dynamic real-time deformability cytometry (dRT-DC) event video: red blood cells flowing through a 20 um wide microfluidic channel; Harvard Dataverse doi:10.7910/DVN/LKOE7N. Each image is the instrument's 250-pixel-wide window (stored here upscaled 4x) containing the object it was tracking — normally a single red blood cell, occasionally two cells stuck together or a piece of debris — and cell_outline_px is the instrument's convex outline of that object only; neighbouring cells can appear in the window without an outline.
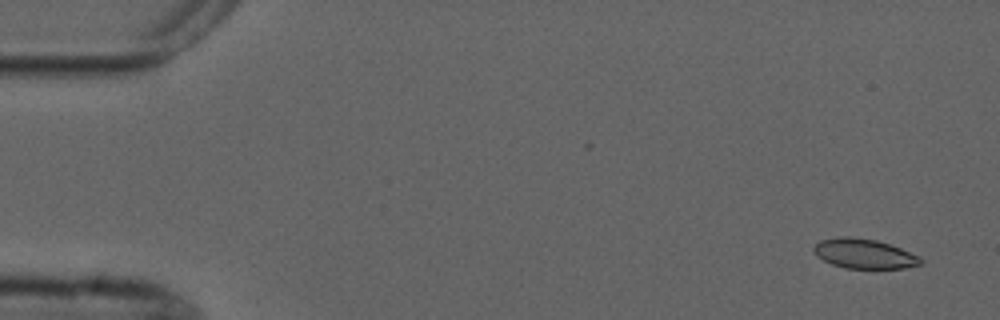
{"species": "common noctule bat (a hibernating species)", "species_latin": "Nyctalus noctula", "temperature_condition": "cold", "stored_images_in_passage": 5, "camera_frame_rate_fps": 3000, "um_per_image_px": 0.085, "animal": {"sex": "male", "forearm_length_mm": 52.5}, "frame": {"image": 1, "passage_image": 1, "time_ms": 0.0, "image_size_px": [1000, 320], "cell_outline_px": [[924, 260], [920, 264], [904, 268], [844, 268], [832, 264], [816, 256], [812, 248], [820, 240], [836, 236], [848, 236], [876, 240], [900, 248]], "centroid_in_image_um": [73.39, 21.56], "position_along_channel_um": 11.6, "area_um2": 18.32}}
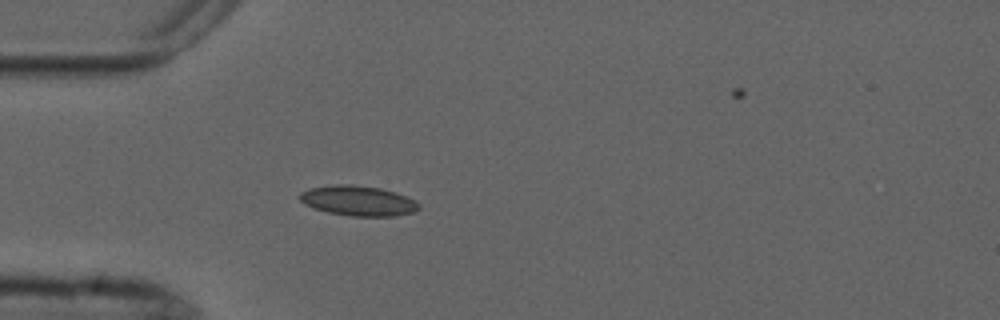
{"frame": {"image": 2, "passage_image": 4, "time_ms": 4.333, "image_size_px": [1000, 320], "cell_outline_px": [[420, 208], [412, 212], [396, 216], [352, 216], [328, 212], [312, 208], [304, 204], [300, 200], [300, 192], [308, 188], [336, 184], [352, 184], [380, 188], [396, 192], [420, 204]], "centroid_in_image_um": [30.4, 17.06], "position_along_channel_um": 54.6, "area_um2": 20.87}}